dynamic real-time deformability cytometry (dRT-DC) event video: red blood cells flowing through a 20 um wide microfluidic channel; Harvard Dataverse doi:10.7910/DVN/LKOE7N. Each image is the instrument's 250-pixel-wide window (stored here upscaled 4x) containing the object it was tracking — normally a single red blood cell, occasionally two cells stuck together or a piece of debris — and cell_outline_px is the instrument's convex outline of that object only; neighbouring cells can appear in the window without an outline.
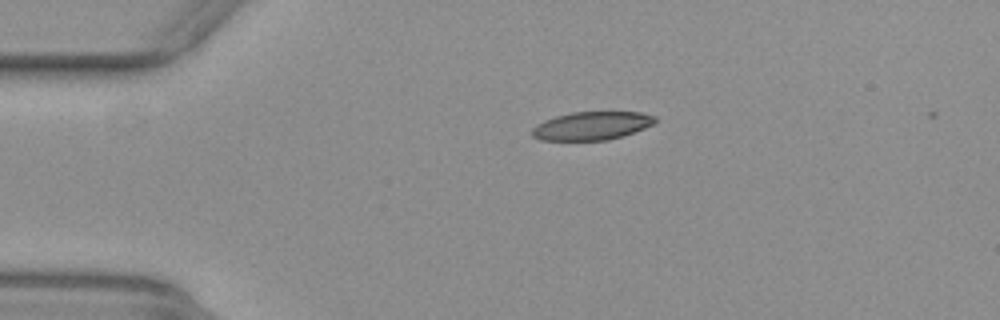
{"species": "common noctule bat (a hibernating species)", "species_latin": "Nyctalus noctula", "temperature_condition": "warm", "stored_images_in_passage": 41, "camera_frame_rate_fps": 3000, "um_per_image_px": 0.085, "animal": {"sex": "female", "body_mass_g": 29.2, "forearm_length_mm": 56.3}, "frame": {"image": 1, "passage_image": 1, "time_ms": 0.0, "image_size_px": [1000, 320], "cell_outline_px": [[656, 120], [652, 124], [644, 128], [624, 136], [608, 140], [540, 140], [532, 136], [532, 128], [536, 124], [544, 120], [556, 116], [572, 112], [640, 112], [656, 116]], "centroid_in_image_um": [50.29, 10.69], "position_along_channel_um": 34.7, "area_um2": 20.29}}
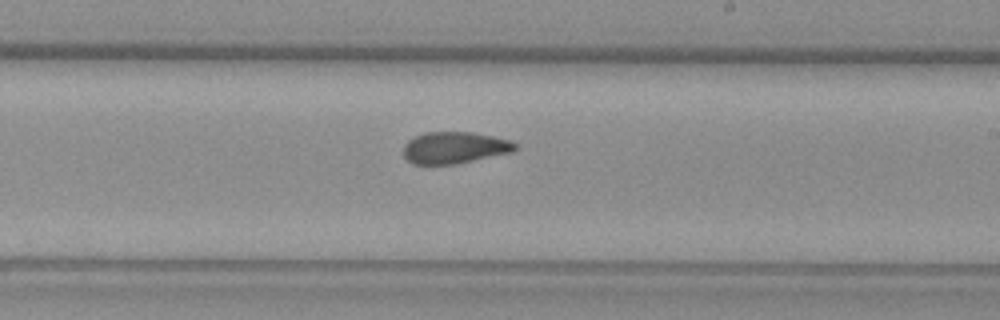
{"frame": {"image": 2, "passage_image": 21, "time_ms": 6.667, "image_size_px": [1000, 320], "cell_outline_px": [[516, 148], [512, 152], [456, 164], [412, 164], [404, 156], [404, 144], [408, 140], [424, 132], [472, 132], [492, 136], [508, 140], [516, 144]], "centroid_in_image_um": [38.61, 12.55], "position_along_channel_um": 250.4, "area_um2": 20.52}}
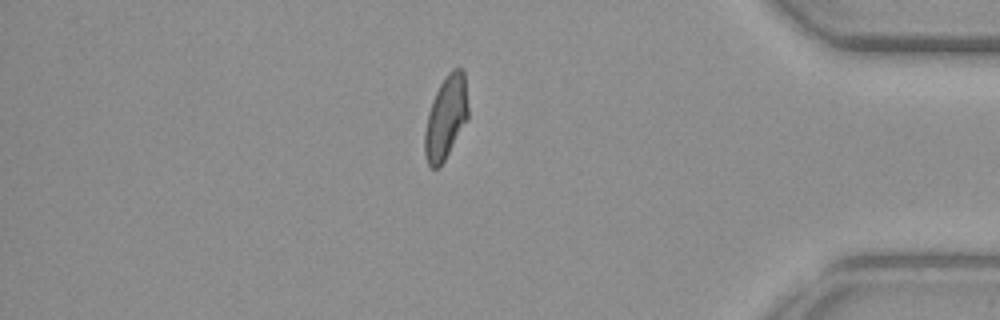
{"frame": {"image": 3, "passage_image": 35, "time_ms": 11.333, "image_size_px": [1000, 320], "cell_outline_px": [[468, 116], [444, 160], [436, 168], [432, 168], [428, 164], [424, 152], [424, 132], [428, 112], [432, 100], [444, 76], [452, 68], [460, 68], [464, 72], [468, 108]], "centroid_in_image_um": [37.88, 9.94], "position_along_channel_um": 397.3, "area_um2": 20.69}}